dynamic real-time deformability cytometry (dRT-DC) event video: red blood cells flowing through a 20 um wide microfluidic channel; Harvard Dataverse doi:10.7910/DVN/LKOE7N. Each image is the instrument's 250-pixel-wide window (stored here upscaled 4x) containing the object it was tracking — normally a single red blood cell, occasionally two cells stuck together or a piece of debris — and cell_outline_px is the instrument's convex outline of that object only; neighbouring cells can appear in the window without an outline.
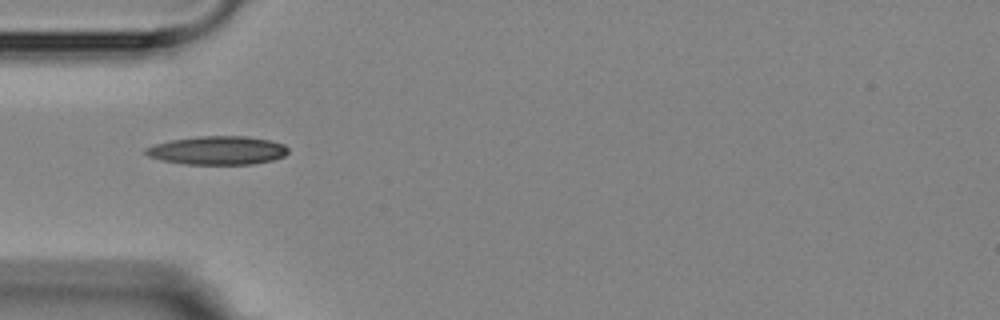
{"species": "Egyptian fruit bat (a non-hibernating species)", "species_latin": "Rousettus aegyptiacus", "temperature_condition": "room temperature", "stored_images_in_passage": 3, "camera_frame_rate_fps": 3000, "um_per_image_px": 0.085, "animal": {"sex": "female"}, "frame": {"image": 1, "passage_image": 1, "time_ms": 0.0, "image_size_px": [1000, 320], "cell_outline_px": [[288, 152], [284, 156], [272, 160], [252, 164], [184, 164], [164, 160], [148, 156], [144, 152], [144, 148], [156, 144], [172, 140], [200, 136], [248, 136], [268, 140], [284, 144], [288, 148]], "centroid_in_image_um": [18.51, 12.78], "position_along_channel_um": 66.5, "area_um2": 23.52}}
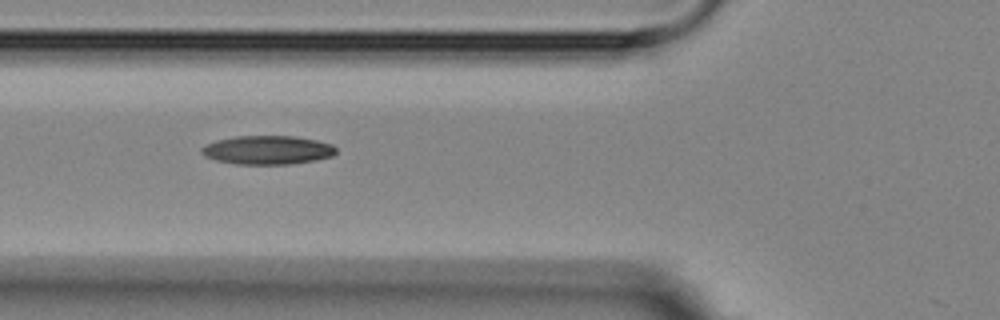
{"frame": {"image": 2, "passage_image": 2, "time_ms": 1.0, "image_size_px": [1000, 320], "cell_outline_px": [[336, 152], [332, 156], [316, 160], [288, 164], [236, 164], [216, 160], [204, 156], [200, 152], [200, 148], [216, 140], [236, 136], [296, 136], [316, 140], [332, 144], [336, 148]], "centroid_in_image_um": [22.73, 12.75], "position_along_channel_um": 103.1, "area_um2": 22.54}}
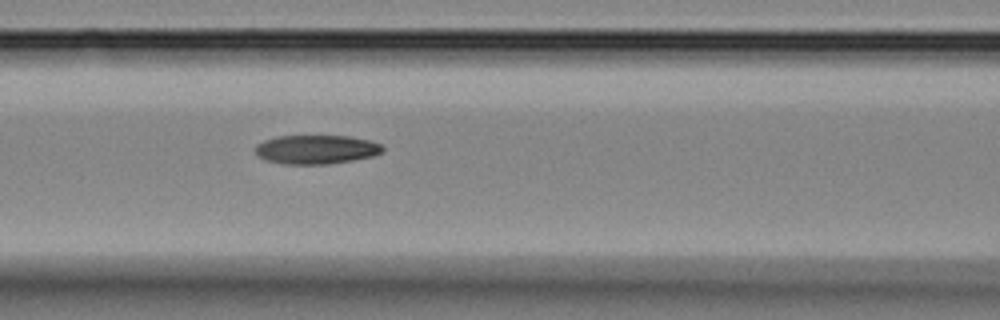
{"frame": {"image": 3, "passage_image": 3, "time_ms": 2.0, "image_size_px": [1000, 320], "cell_outline_px": [[384, 152], [372, 156], [352, 160], [328, 164], [284, 164], [264, 160], [256, 156], [252, 148], [256, 144], [264, 140], [276, 136], [348, 136], [368, 140], [380, 144], [384, 148]], "centroid_in_image_um": [26.81, 12.71], "position_along_channel_um": 139.8, "area_um2": 21.73}}